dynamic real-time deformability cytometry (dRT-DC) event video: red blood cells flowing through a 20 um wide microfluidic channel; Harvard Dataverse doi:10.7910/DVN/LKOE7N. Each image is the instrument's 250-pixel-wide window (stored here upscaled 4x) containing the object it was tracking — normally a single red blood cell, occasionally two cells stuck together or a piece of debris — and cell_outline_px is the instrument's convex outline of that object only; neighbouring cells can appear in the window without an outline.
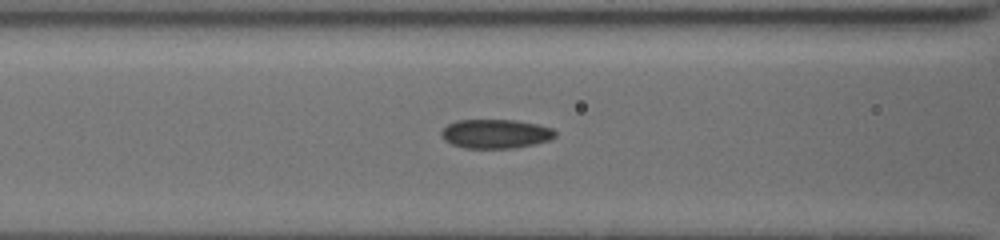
{"species": "common noctule bat (a hibernating species)", "species_latin": "Nyctalus noctula", "temperature_condition": "cold", "stored_images_in_passage": 26, "camera_frame_rate_fps": 3000, "um_per_image_px": 0.085, "animal": {"sex": "female", "body_mass_g": 19.5, "forearm_length_mm": 54.1}, "frame": {"image": 1, "passage_image": 5, "time_ms": 1.333, "image_size_px": [1000, 240], "cell_outline_px": [[556, 136], [552, 140], [536, 144], [512, 148], [464, 148], [452, 144], [444, 140], [440, 132], [448, 124], [456, 120], [516, 120], [536, 124], [552, 128], [556, 132]], "centroid_in_image_um": [42.15, 11.37], "position_along_channel_um": 124.5, "area_um2": 19.42}}
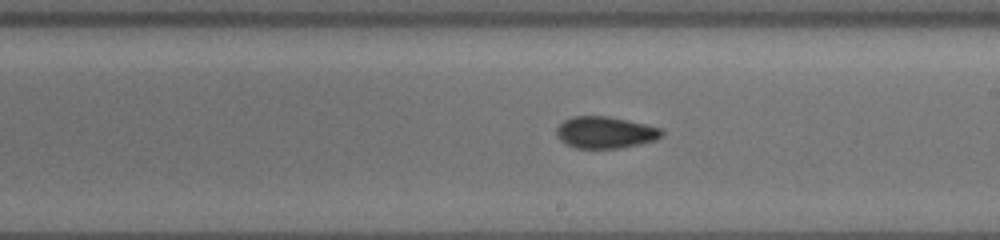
{"frame": {"image": 2, "passage_image": 14, "time_ms": 4.333, "image_size_px": [1000, 240], "cell_outline_px": [[664, 132], [660, 136], [652, 140], [620, 148], [576, 148], [560, 140], [556, 136], [556, 128], [564, 120], [572, 116], [608, 116], [628, 120], [660, 128]], "centroid_in_image_um": [51.39, 11.24], "position_along_channel_um": 237.6, "area_um2": 19.19}}
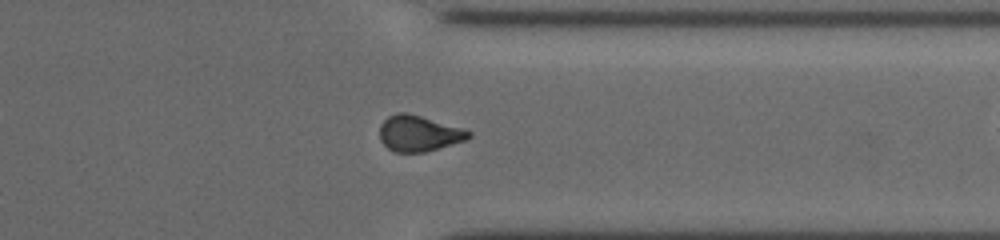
{"frame": {"image": 3, "passage_image": 25, "time_ms": 8.0, "image_size_px": [1000, 240], "cell_outline_px": [[472, 136], [464, 140], [424, 152], [392, 152], [380, 140], [380, 124], [388, 116], [396, 112], [408, 112], [464, 128], [472, 132]], "centroid_in_image_um": [35.58, 11.32], "position_along_channel_um": 375.8, "area_um2": 18.67}}